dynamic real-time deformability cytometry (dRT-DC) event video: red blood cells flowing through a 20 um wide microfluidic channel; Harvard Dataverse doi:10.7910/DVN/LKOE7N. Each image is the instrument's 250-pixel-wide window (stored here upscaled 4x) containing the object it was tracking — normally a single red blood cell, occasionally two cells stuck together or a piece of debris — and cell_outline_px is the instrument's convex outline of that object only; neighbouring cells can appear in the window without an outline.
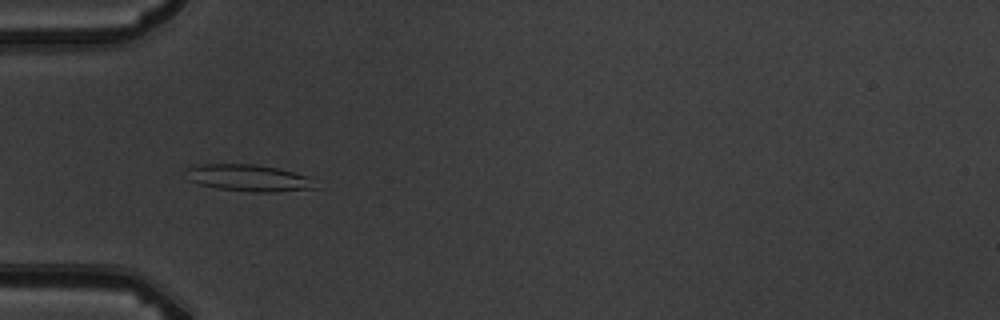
{"species": "common noctule bat (a hibernating species)", "species_latin": "Nyctalus noctula", "temperature_condition": "warm", "stored_images_in_passage": 6, "camera_frame_rate_fps": 3000, "um_per_image_px": 0.085, "animal": {"sex": "male", "body_mass_g": 19.5, "forearm_length_mm": 54.6}, "frame": {"image": 1, "passage_image": 5, "time_ms": 5.0, "image_size_px": [1000, 320], "cell_outline_px": [[320, 188], [276, 192], [252, 192], [216, 188], [200, 184], [188, 180], [184, 168], [200, 164], [256, 164], [276, 168], [308, 176]], "centroid_in_image_um": [21.12, 15.13], "position_along_channel_um": 63.9, "area_um2": 20.35}}